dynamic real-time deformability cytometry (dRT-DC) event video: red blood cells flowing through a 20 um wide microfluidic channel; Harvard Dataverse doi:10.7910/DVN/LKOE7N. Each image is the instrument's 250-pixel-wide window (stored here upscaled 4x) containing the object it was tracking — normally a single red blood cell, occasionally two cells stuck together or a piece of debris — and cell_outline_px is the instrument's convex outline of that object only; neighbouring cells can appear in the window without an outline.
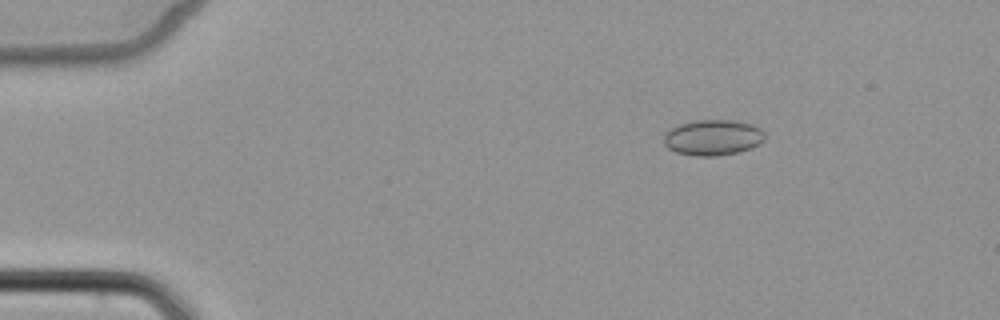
{"species": "common noctule bat (a hibernating species)", "species_latin": "Nyctalus noctula", "temperature_condition": "cold", "stored_images_in_passage": 5, "camera_frame_rate_fps": 3000, "um_per_image_px": 0.085, "animal": {"sex": "female", "body_mass_g": 22.7, "forearm_length_mm": 54.2}, "frame": {"image": 1, "passage_image": 3, "time_ms": 2.333, "image_size_px": [1000, 320], "cell_outline_px": [[764, 140], [760, 144], [736, 152], [716, 156], [696, 156], [676, 152], [668, 148], [664, 144], [664, 132], [680, 124], [696, 120], [736, 120], [752, 124], [760, 128], [764, 132]], "centroid_in_image_um": [60.59, 11.68], "position_along_channel_um": 24.4, "area_um2": 20.98}}